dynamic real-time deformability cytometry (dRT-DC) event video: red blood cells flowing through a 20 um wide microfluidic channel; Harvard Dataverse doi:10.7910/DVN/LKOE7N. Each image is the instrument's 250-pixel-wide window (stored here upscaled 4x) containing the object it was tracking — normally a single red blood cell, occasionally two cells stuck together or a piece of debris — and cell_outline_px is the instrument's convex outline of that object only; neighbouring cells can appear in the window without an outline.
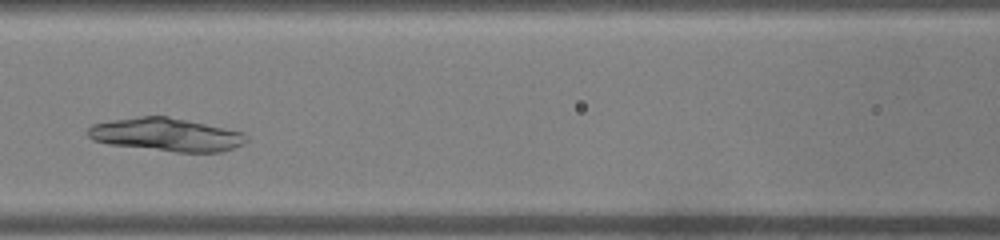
{"species": "common noctule bat (a hibernating species)", "species_latin": "Nyctalus noctula", "temperature_condition": "warm", "stored_images_in_passage": 33, "camera_frame_rate_fps": 3000, "um_per_image_px": 0.085, "animal": {"sex": "male", "body_mass_g": 19.0, "forearm_length_mm": 50.8}, "frame": {"image": 1, "passage_image": 12, "time_ms": 3.667, "image_size_px": [1000, 240], "cell_outline_px": [[248, 140], [244, 144], [220, 152], [176, 152], [108, 144], [92, 140], [88, 136], [88, 128], [92, 124], [112, 120], [140, 116], [168, 116], [244, 132], [248, 136]], "centroid_in_image_um": [14.14, 11.44], "position_along_channel_um": 152.5, "area_um2": 30.63}}
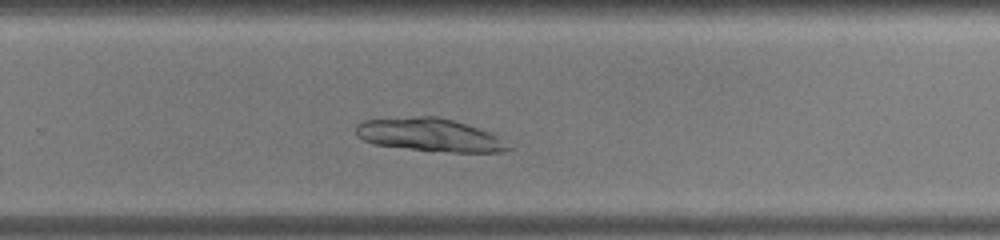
{"frame": {"image": 2, "passage_image": 22, "time_ms": 7.0, "image_size_px": [1000, 240], "cell_outline_px": [[512, 148], [504, 152], [452, 152], [372, 144], [356, 136], [356, 124], [364, 120], [412, 116], [440, 116], [488, 132], [496, 136]], "centroid_in_image_um": [36.47, 11.45], "position_along_channel_um": 293.3, "area_um2": 28.9}}
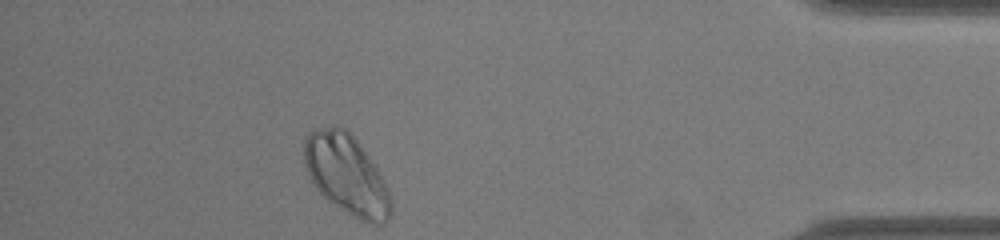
{"frame": {"image": 3, "passage_image": 33, "time_ms": 10.667, "image_size_px": [1000, 240], "cell_outline_px": [[392, 212], [388, 220], [384, 224], [368, 224], [360, 220], [332, 204], [316, 188], [308, 176], [304, 164], [304, 136], [308, 132], [316, 128], [336, 124], [344, 128], [356, 140], [372, 160], [388, 188], [392, 200]], "centroid_in_image_um": [29.45, 14.84], "position_along_channel_um": 405.8, "area_um2": 40.81}}